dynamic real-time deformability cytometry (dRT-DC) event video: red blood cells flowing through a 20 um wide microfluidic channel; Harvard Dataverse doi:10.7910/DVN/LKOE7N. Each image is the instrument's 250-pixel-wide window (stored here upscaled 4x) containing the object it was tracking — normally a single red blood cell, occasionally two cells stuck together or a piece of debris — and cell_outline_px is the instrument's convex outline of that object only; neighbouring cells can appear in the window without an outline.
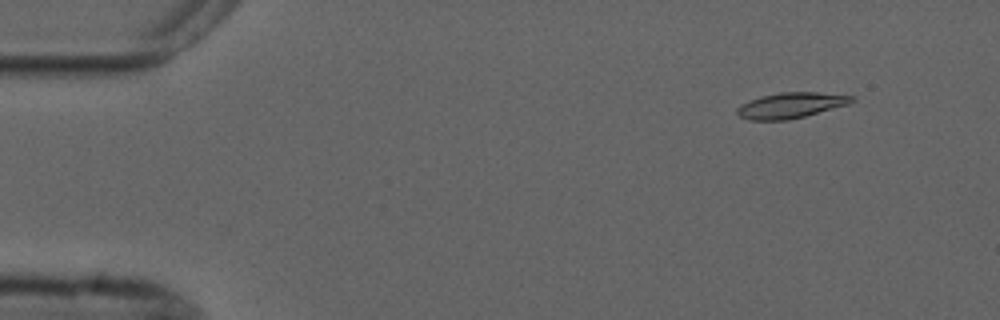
{"species": "common noctule bat (a hibernating species)", "species_latin": "Nyctalus noctula", "temperature_condition": "cold", "stored_images_in_passage": 4, "camera_frame_rate_fps": 3000, "um_per_image_px": 0.085, "animal": {"sex": "male", "forearm_length_mm": 52.5}, "frame": {"image": 1, "passage_image": 2, "time_ms": 1.0, "image_size_px": [1000, 320], "cell_outline_px": [[856, 100], [848, 104], [804, 116], [788, 120], [748, 120], [740, 116], [736, 112], [736, 108], [740, 104], [748, 100], [760, 96], [780, 92], [816, 92], [856, 96]], "centroid_in_image_um": [67.19, 8.94], "position_along_channel_um": 17.8, "area_um2": 17.17}}